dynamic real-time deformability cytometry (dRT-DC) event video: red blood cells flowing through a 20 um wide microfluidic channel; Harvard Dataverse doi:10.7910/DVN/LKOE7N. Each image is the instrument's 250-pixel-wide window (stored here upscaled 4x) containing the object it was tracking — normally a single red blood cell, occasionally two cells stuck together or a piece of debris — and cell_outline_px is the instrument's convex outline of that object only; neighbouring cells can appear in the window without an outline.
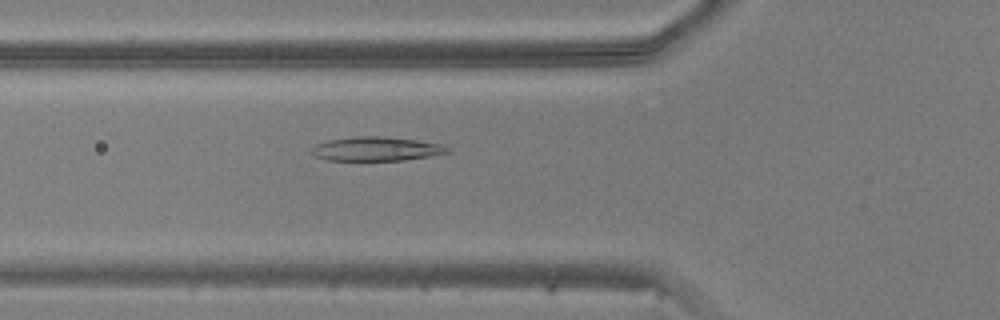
{"species": "common noctule bat (a hibernating species)", "species_latin": "Nyctalus noctula", "temperature_condition": "warm", "stored_images_in_passage": 48, "camera_frame_rate_fps": 3000, "um_per_image_px": 0.085, "animal": {"sex": "male", "body_mass_g": 20.5, "forearm_length_mm": 52.5}, "frame": {"image": 1, "passage_image": 17, "time_ms": 5.333, "image_size_px": [1000, 320], "cell_outline_px": [[452, 152], [404, 160], [328, 160], [316, 156], [312, 152], [312, 148], [316, 144], [328, 140], [356, 136], [380, 136], [416, 140], [444, 144]], "centroid_in_image_um": [32.02, 12.65], "position_along_channel_um": 93.8, "area_um2": 18.9}}
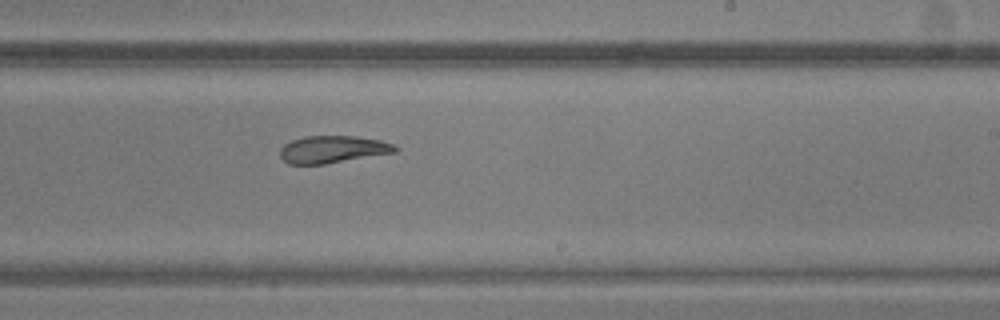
{"frame": {"image": 2, "passage_image": 29, "time_ms": 9.333, "image_size_px": [1000, 320], "cell_outline_px": [[400, 148], [396, 152], [324, 164], [288, 164], [280, 156], [280, 148], [284, 144], [292, 140], [304, 136], [356, 136], [380, 140], [392, 144]], "centroid_in_image_um": [28.27, 12.69], "position_along_channel_um": 260.7, "area_um2": 18.26}}
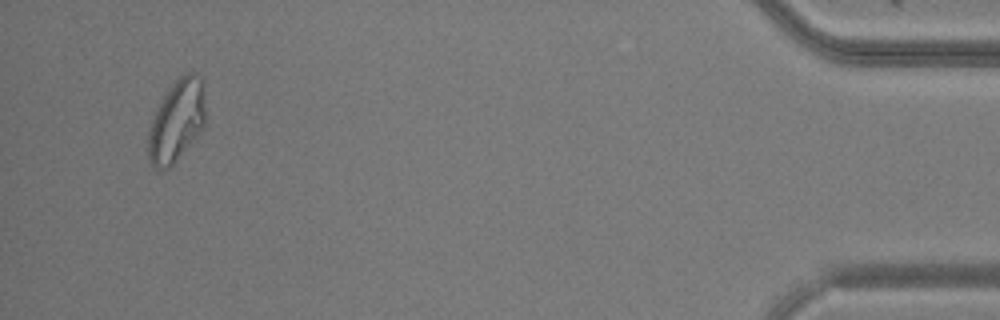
{"frame": {"image": 3, "passage_image": 46, "time_ms": 15.0, "image_size_px": [1000, 320], "cell_outline_px": [[204, 128], [176, 160], [168, 168], [156, 168], [148, 160], [148, 132], [152, 120], [168, 88], [180, 76], [188, 72], [196, 72], [200, 76], [204, 84]], "centroid_in_image_um": [15.03, 10.24], "position_along_channel_um": 420.2, "area_um2": 26.99}}